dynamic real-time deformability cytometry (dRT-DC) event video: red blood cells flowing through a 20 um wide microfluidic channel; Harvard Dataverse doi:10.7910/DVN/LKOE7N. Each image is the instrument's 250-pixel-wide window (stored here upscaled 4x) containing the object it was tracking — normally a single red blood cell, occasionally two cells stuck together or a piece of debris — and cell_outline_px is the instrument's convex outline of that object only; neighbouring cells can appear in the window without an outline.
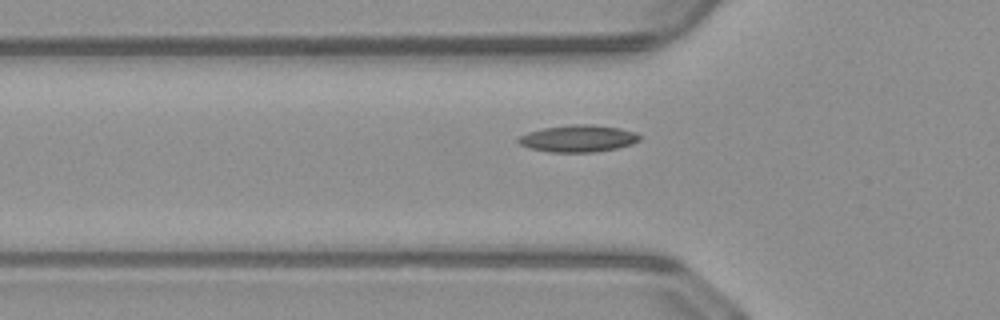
{"species": "common noctule bat (a hibernating species)", "species_latin": "Nyctalus noctula", "temperature_condition": "warm", "stored_images_in_passage": 34, "camera_frame_rate_fps": 3000, "um_per_image_px": 0.085, "animal": {"sex": "male", "body_mass_g": 23.1, "forearm_length_mm": 52.7}, "frame": {"image": 1, "passage_image": 4, "time_ms": 1.0, "image_size_px": [1000, 320], "cell_outline_px": [[640, 140], [632, 144], [616, 148], [596, 152], [548, 152], [528, 148], [520, 144], [516, 140], [520, 136], [528, 132], [544, 128], [572, 124], [592, 124], [620, 128], [636, 132], [640, 136]], "centroid_in_image_um": [49.14, 11.77], "position_along_channel_um": 76.7, "area_um2": 19.13}}
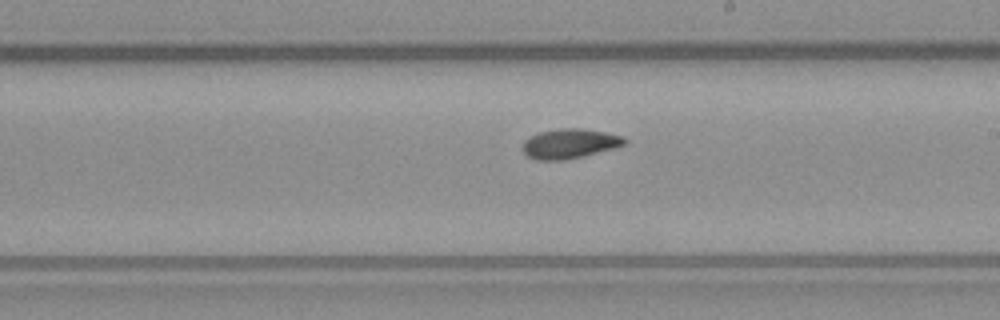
{"frame": {"image": 2, "passage_image": 16, "time_ms": 5.0, "image_size_px": [1000, 320], "cell_outline_px": [[628, 140], [624, 144], [612, 148], [584, 156], [564, 160], [536, 160], [528, 156], [524, 152], [524, 140], [540, 132], [560, 128], [584, 128], [624, 136]], "centroid_in_image_um": [48.44, 12.2], "position_along_channel_um": 240.6, "area_um2": 17.46}}
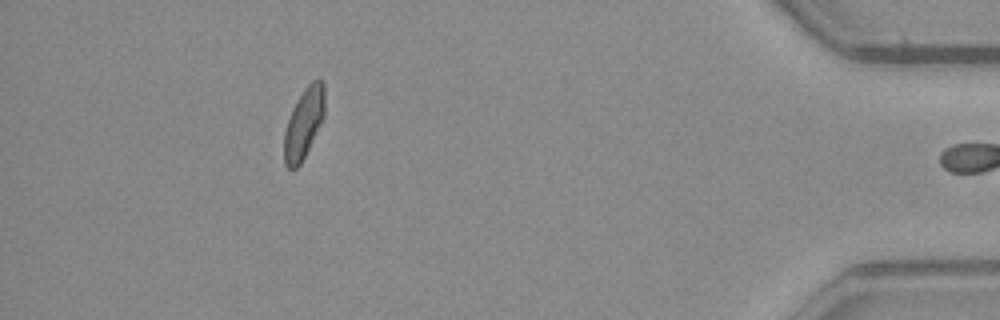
{"frame": {"image": 3, "passage_image": 33, "time_ms": 10.667, "image_size_px": [1000, 320], "cell_outline_px": [[324, 116], [300, 164], [292, 172], [284, 164], [284, 132], [292, 108], [296, 100], [304, 88], [312, 80], [324, 80]], "centroid_in_image_um": [25.8, 10.47], "position_along_channel_um": 409.4, "area_um2": 16.53}, "authors_computed_cell_mechanics": {"area_um2": 17.0799, "velocity_mm_per_s": 4.0677, "shape_relaxation_time_tau1_ms": 5.264, "shape_relaxation_time_tau2_ms": 5.5929, "deformation_change_tau1": 0.1386, "deformation_change_tau2": 0.1111}}